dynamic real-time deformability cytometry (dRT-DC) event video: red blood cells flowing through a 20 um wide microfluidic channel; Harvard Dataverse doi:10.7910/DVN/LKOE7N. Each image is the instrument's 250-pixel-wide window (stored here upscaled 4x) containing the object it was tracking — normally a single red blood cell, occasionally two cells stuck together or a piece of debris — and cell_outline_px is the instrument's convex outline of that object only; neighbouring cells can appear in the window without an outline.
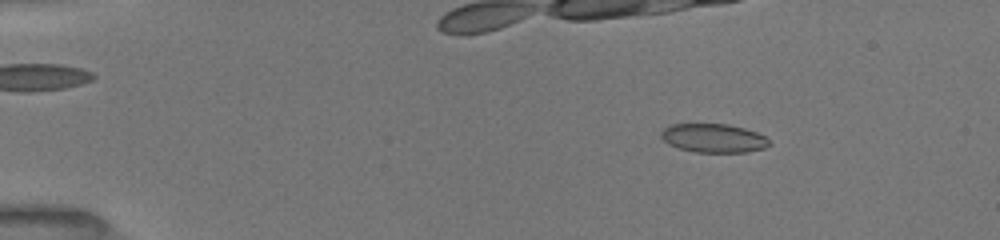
{"species": "common noctule bat (a hibernating species)", "species_latin": "Nyctalus noctula", "temperature_condition": "room temperature", "stored_images_in_passage": 8, "camera_frame_rate_fps": 3000, "um_per_image_px": 0.085, "animal": {"sex": "female", "body_mass_g": 19.5, "forearm_length_mm": 54.1}, "frame": {"image": 1, "passage_image": 5, "time_ms": 2.667, "image_size_px": [1000, 240], "cell_outline_px": [[772, 144], [764, 148], [744, 152], [696, 152], [680, 148], [668, 144], [660, 136], [660, 132], [664, 128], [672, 124], [728, 124], [744, 128], [756, 132], [764, 136]], "centroid_in_image_um": [60.64, 11.74], "position_along_channel_um": 24.4, "area_um2": 18.03}}